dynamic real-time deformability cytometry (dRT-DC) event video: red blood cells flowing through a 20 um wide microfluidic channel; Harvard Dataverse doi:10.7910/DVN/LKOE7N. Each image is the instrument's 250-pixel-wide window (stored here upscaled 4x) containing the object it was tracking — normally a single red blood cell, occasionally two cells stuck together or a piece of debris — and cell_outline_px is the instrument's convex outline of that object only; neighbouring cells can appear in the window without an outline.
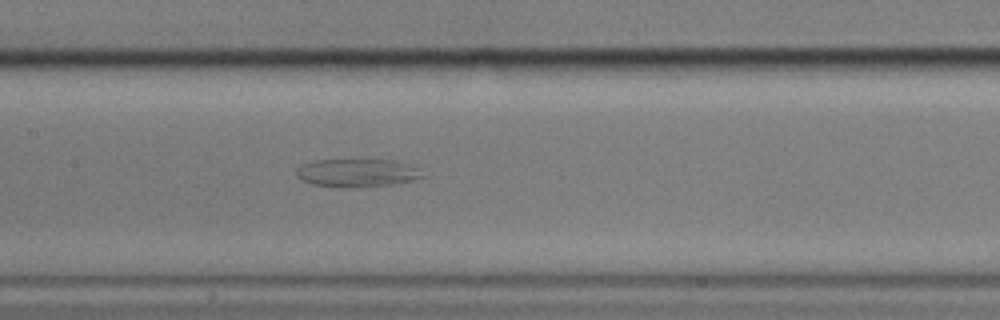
{"species": "common noctule bat (a hibernating species)", "species_latin": "Nyctalus noctula", "temperature_condition": "cold", "stored_images_in_passage": 50, "camera_frame_rate_fps": 3000, "um_per_image_px": 0.085, "animal": {"sex": "male", "body_mass_g": 17.9}, "frame": {"image": 1, "passage_image": 20, "time_ms": 6.333, "image_size_px": [1000, 320], "cell_outline_px": [[428, 176], [412, 180], [392, 184], [312, 184], [300, 180], [296, 176], [296, 168], [304, 164], [316, 160], [392, 160], [416, 164]], "centroid_in_image_um": [30.47, 14.63], "position_along_channel_um": 176.9, "area_um2": 19.83}}
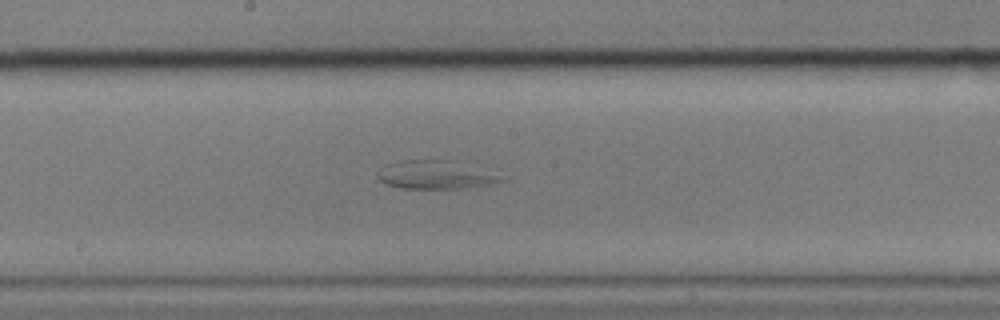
{"frame": {"image": 2, "passage_image": 23, "time_ms": 7.333, "image_size_px": [1000, 320], "cell_outline_px": [[508, 180], [492, 184], [460, 188], [400, 188], [388, 184], [380, 180], [376, 176], [376, 172], [384, 164], [400, 160], [456, 160], [508, 176]], "centroid_in_image_um": [37.1, 14.84], "position_along_channel_um": 211.1, "area_um2": 21.04}}
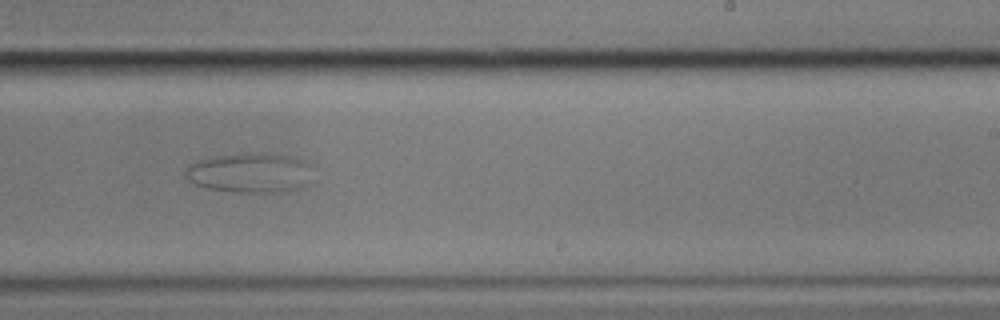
{"frame": {"image": 3, "passage_image": 28, "time_ms": 9.0, "image_size_px": [1000, 320], "cell_outline_px": [[308, 184], [296, 188], [280, 192], [236, 192], [208, 188], [196, 184], [184, 176], [184, 172], [188, 164], [196, 160], [216, 156], [288, 156], [304, 160], [308, 164]], "centroid_in_image_um": [21.16, 14.74], "position_along_channel_um": 267.8, "area_um2": 28.15}}